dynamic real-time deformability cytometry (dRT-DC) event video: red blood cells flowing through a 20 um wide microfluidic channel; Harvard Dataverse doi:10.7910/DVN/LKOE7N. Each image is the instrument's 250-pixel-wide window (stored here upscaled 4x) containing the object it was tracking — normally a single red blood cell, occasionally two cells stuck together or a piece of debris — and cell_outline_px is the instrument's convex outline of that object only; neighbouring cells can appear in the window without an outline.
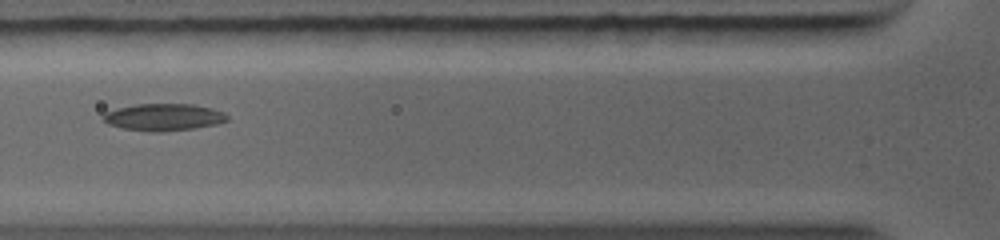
{"species": "common noctule bat (a hibernating species)", "species_latin": "Nyctalus noctula", "temperature_condition": "warm", "stored_images_in_passage": 27, "camera_frame_rate_fps": 5000, "um_per_image_px": 0.085, "animal": {"sex": "female", "body_mass_g": 19.0, "forearm_length_mm": 56.7}, "frame": {"image": 1, "passage_image": 4, "time_ms": 2.0, "image_size_px": [1000, 240], "cell_outline_px": [[228, 120], [216, 124], [196, 128], [164, 132], [152, 132], [124, 128], [108, 124], [104, 120], [104, 112], [116, 108], [136, 104], [192, 104], [212, 108], [224, 112], [228, 116]], "centroid_in_image_um": [13.93, 9.96], "position_along_channel_um": 111.9, "area_um2": 19.59}}
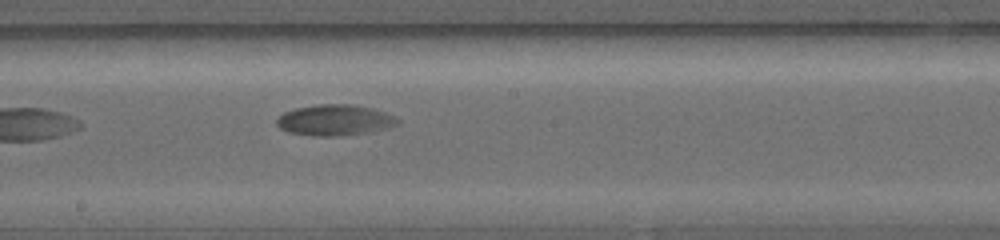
{"frame": {"image": 2, "passage_image": 10, "time_ms": 4.4, "image_size_px": [1000, 240], "cell_outline_px": [[400, 124], [388, 128], [372, 132], [340, 136], [312, 136], [288, 132], [280, 128], [276, 124], [276, 120], [284, 112], [296, 108], [316, 104], [352, 104], [372, 108], [396, 116], [400, 120]], "centroid_in_image_um": [28.49, 10.21], "position_along_channel_um": 219.7, "area_um2": 22.08}}
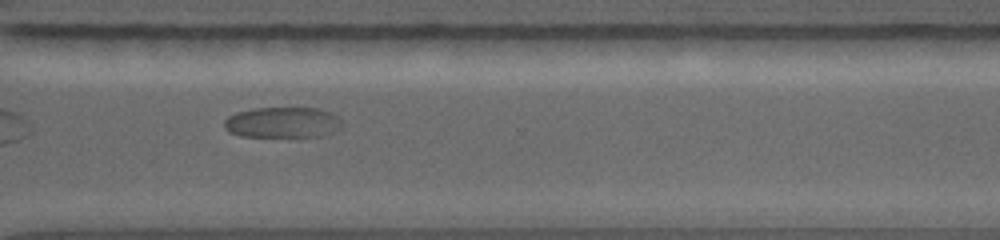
{"frame": {"image": 3, "passage_image": 18, "time_ms": 7.2, "image_size_px": [1000, 240], "cell_outline_px": [[344, 124], [340, 128], [324, 136], [240, 136], [228, 132], [224, 128], [224, 120], [228, 116], [236, 112], [252, 108], [320, 108], [332, 112], [340, 116]], "centroid_in_image_um": [24.05, 10.39], "position_along_channel_um": 346.5, "area_um2": 21.44}}